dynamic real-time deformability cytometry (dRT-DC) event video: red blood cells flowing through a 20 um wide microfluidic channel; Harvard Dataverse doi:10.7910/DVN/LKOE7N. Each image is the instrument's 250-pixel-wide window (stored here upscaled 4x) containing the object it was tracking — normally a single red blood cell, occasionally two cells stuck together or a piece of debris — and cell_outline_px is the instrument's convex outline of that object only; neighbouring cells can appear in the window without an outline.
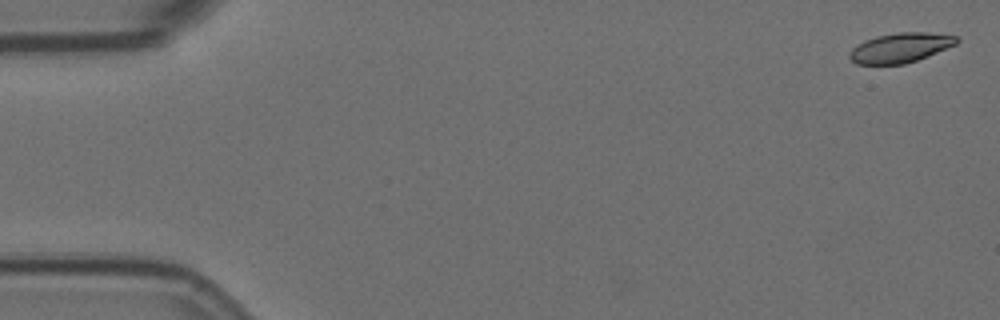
{"species": "Egyptian fruit bat (a non-hibernating species)", "species_latin": "Rousettus aegyptiacus", "temperature_condition": "room temperature", "stored_images_in_passage": 5, "camera_frame_rate_fps": 3000, "um_per_image_px": 0.085, "animal": {"sex": "female"}, "frame": {"image": 1, "passage_image": 1, "time_ms": 0.0, "image_size_px": [1000, 320], "cell_outline_px": [[960, 40], [956, 44], [916, 60], [904, 64], [856, 64], [848, 56], [848, 52], [856, 44], [864, 40], [876, 36], [896, 32], [928, 32], [956, 36]], "centroid_in_image_um": [76.48, 4.04], "position_along_channel_um": 8.5, "area_um2": 18.5}}